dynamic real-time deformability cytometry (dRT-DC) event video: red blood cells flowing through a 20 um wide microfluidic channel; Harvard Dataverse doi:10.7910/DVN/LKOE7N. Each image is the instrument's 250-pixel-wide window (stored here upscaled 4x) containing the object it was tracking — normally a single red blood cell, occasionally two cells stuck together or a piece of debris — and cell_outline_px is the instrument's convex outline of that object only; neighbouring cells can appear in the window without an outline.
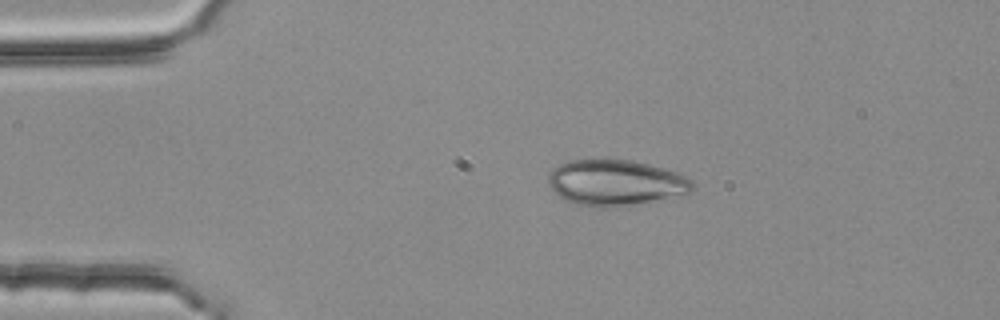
{"species": "common noctule bat (a hibernating species)", "species_latin": "Nyctalus noctula", "temperature_condition": "room temperature", "stored_images_in_passage": 2, "camera_frame_rate_fps": 3000, "um_per_image_px": 0.085, "animal": {"sex": "female", "body_mass_g": 25.1}, "frame": {"image": 1, "passage_image": 1, "time_ms": 0.0, "image_size_px": [1000, 320], "cell_outline_px": [[692, 192], [616, 208], [596, 208], [576, 204], [560, 196], [548, 184], [548, 176], [552, 168], [568, 160], [604, 156], [632, 160], [648, 164], [676, 172], [692, 180]], "centroid_in_image_um": [52.26, 15.49], "position_along_channel_um": 32.7, "area_um2": 39.19}}